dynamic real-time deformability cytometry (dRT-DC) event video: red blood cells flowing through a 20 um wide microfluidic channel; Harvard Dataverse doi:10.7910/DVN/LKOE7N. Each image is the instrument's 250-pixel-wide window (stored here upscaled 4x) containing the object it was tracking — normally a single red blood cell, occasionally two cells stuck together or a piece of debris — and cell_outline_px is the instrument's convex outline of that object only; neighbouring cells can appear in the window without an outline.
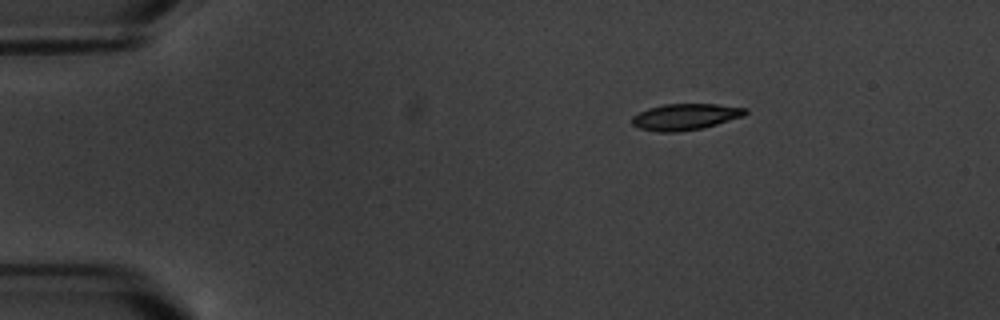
{"species": "common noctule bat (a hibernating species)", "species_latin": "Nyctalus noctula", "temperature_condition": "warm", "stored_images_in_passage": 3, "camera_frame_rate_fps": 3000, "um_per_image_px": 0.085, "animal": {"sex": "male", "body_mass_g": 20.1, "forearm_length_mm": 53.5}, "frame": {"image": 1, "passage_image": 3, "time_ms": 2.333, "image_size_px": [1000, 320], "cell_outline_px": [[748, 112], [744, 116], [704, 128], [676, 132], [656, 132], [640, 128], [632, 124], [632, 116], [648, 108], [664, 104], [716, 104], [748, 108]], "centroid_in_image_um": [58.27, 9.93], "position_along_channel_um": 26.7, "area_um2": 17.46}}